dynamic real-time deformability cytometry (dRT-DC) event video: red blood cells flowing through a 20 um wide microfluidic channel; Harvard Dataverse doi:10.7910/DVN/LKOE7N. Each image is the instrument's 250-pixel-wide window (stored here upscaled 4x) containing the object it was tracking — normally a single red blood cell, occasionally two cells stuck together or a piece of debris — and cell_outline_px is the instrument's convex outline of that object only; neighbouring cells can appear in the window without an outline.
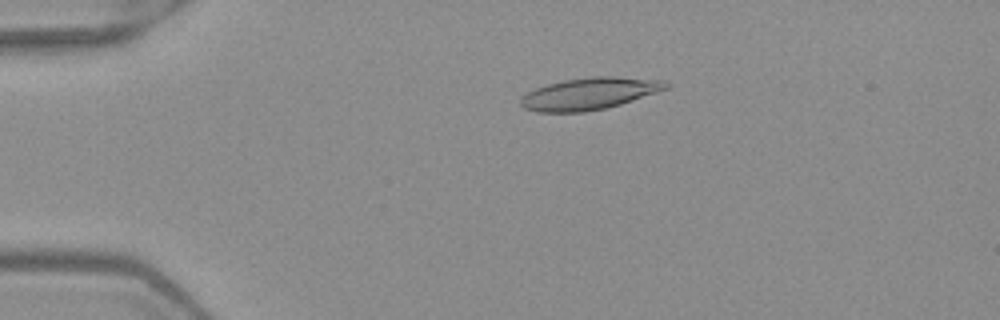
{"species": "Egyptian fruit bat (a non-hibernating species)", "species_latin": "Rousettus aegyptiacus", "temperature_condition": "warm", "stored_images_in_passage": 4, "camera_frame_rate_fps": 3000, "um_per_image_px": 0.085, "frame": {"image": 1, "passage_image": 3, "time_ms": 0.667, "image_size_px": [1000, 320], "cell_outline_px": [[672, 84], [668, 88], [620, 104], [604, 108], [584, 112], [536, 112], [524, 108], [520, 104], [520, 100], [528, 92], [536, 88], [548, 84], [564, 80], [592, 76], [616, 76], [664, 80]], "centroid_in_image_um": [50.12, 7.95], "position_along_channel_um": 34.9, "area_um2": 26.93}}